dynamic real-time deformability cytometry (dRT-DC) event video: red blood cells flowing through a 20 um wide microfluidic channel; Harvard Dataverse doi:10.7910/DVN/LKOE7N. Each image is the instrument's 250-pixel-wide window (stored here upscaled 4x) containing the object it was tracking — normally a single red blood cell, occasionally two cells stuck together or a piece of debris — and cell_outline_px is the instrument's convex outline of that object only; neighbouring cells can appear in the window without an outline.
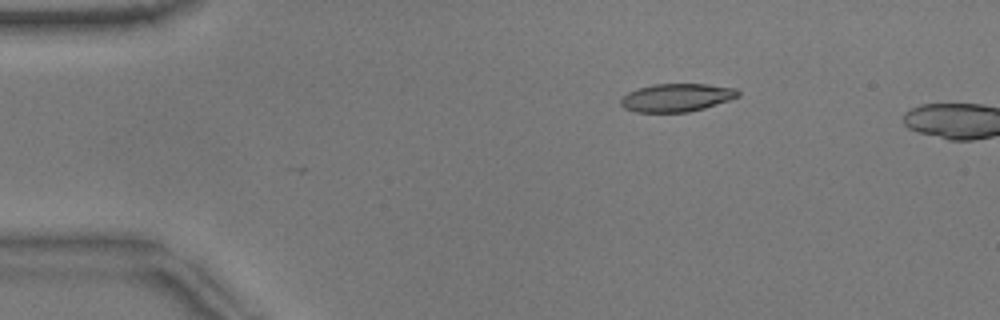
{"species": "common noctule bat (a hibernating species)", "species_latin": "Nyctalus noctula", "temperature_condition": "warm", "stored_images_in_passage": 4, "camera_frame_rate_fps": 3000, "um_per_image_px": 0.085, "animal": {"sex": "male", "body_mass_g": 17.9}, "frame": {"image": 1, "passage_image": 1, "time_ms": 0.0, "image_size_px": [1000, 320], "cell_outline_px": [[740, 96], [704, 108], [688, 112], [636, 112], [624, 108], [620, 104], [620, 100], [628, 92], [652, 84], [704, 84], [736, 88], [740, 92]], "centroid_in_image_um": [57.51, 8.29], "position_along_channel_um": 27.5, "area_um2": 19.07}}